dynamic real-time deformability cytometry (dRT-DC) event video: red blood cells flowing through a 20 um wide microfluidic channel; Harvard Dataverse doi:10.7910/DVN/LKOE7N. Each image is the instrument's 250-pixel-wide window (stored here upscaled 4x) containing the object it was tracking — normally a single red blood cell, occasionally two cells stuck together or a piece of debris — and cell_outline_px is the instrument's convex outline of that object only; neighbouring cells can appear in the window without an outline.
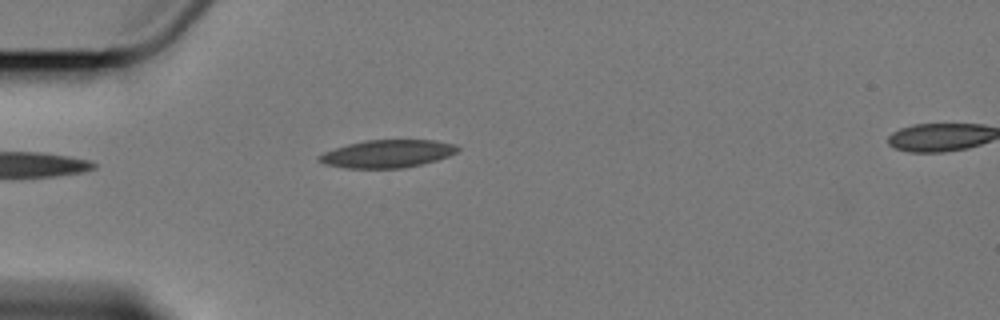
{"species": "Egyptian fruit bat (a non-hibernating species)", "species_latin": "Rousettus aegyptiacus", "temperature_condition": "cold", "stored_images_in_passage": 7, "camera_frame_rate_fps": 3000, "um_per_image_px": 0.085, "animal": {"sex": "female"}, "frame": {"image": 1, "passage_image": 5, "time_ms": 5.0, "image_size_px": [1000, 320], "cell_outline_px": [[460, 148], [456, 152], [448, 156], [436, 160], [404, 168], [348, 168], [324, 164], [316, 160], [316, 156], [324, 152], [348, 144], [364, 140], [436, 140], [456, 144]], "centroid_in_image_um": [32.91, 13.06], "position_along_channel_um": 52.1, "area_um2": 22.43}}
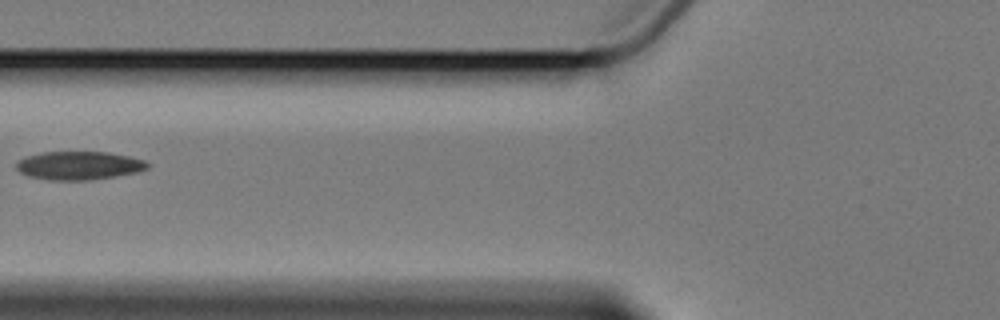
{"frame": {"image": 2, "passage_image": 7, "time_ms": 7.333, "image_size_px": [1000, 320], "cell_outline_px": [[152, 164], [148, 168], [136, 172], [88, 180], [52, 180], [28, 176], [20, 172], [16, 168], [16, 164], [20, 160], [28, 156], [40, 152], [108, 152], [132, 156], [144, 160]], "centroid_in_image_um": [6.74, 14.06], "position_along_channel_um": 119.1, "area_um2": 21.62}}